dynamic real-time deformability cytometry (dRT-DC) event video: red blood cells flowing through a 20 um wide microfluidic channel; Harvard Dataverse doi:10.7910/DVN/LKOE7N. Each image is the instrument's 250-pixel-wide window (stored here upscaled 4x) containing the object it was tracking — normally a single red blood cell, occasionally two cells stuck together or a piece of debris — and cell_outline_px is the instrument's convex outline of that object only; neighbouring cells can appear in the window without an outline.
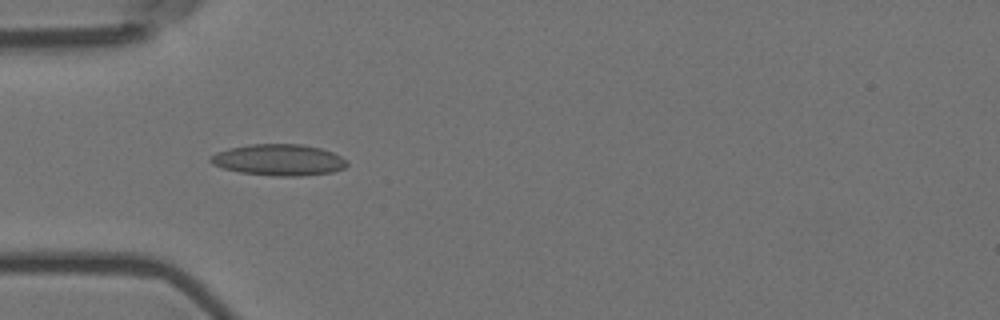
{"species": "Egyptian fruit bat (a non-hibernating species)", "species_latin": "Rousettus aegyptiacus", "temperature_condition": "room temperature", "stored_images_in_passage": 10, "camera_frame_rate_fps": 3000, "um_per_image_px": 0.085, "animal": {"sex": "female"}, "frame": {"image": 1, "passage_image": 7, "time_ms": 2.0, "image_size_px": [1000, 320], "cell_outline_px": [[348, 164], [344, 168], [332, 172], [300, 176], [272, 176], [240, 172], [224, 168], [212, 164], [208, 160], [216, 152], [228, 148], [248, 144], [300, 144], [320, 148], [332, 152], [348, 160]], "centroid_in_image_um": [23.7, 13.59], "position_along_channel_um": 61.3, "area_um2": 24.97}}
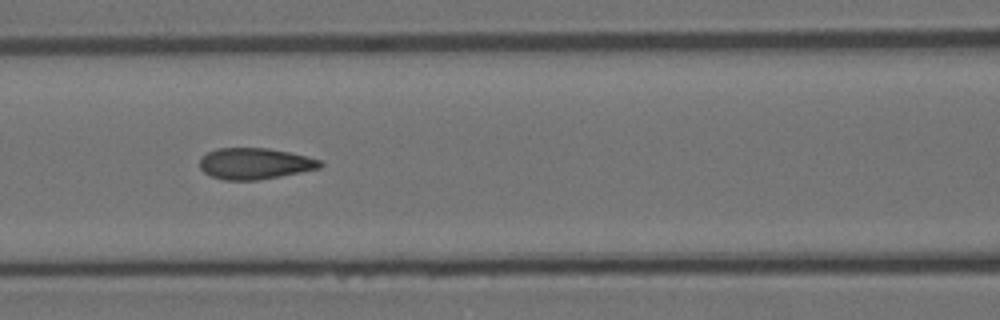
{"frame": {"image": 2, "passage_image": 9, "time_ms": 2.667, "image_size_px": [1000, 320], "cell_outline_px": [[324, 164], [320, 168], [280, 176], [256, 180], [224, 180], [212, 176], [204, 172], [200, 168], [200, 156], [216, 148], [268, 148], [308, 156], [320, 160]], "centroid_in_image_um": [21.65, 13.9], "position_along_channel_um": 145.0, "area_um2": 21.91}}
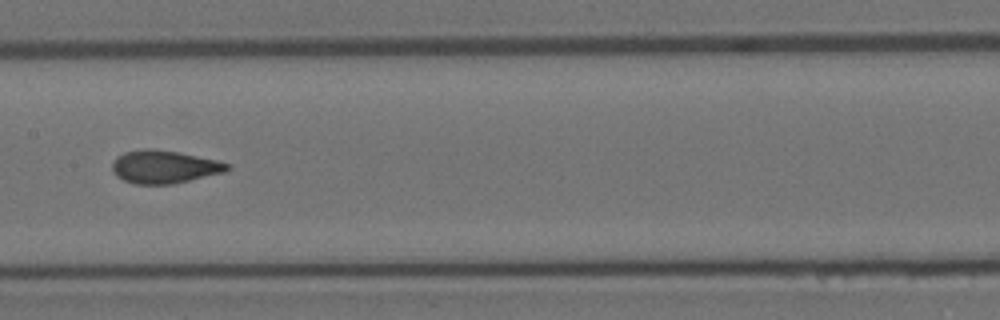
{"frame": {"image": 3, "passage_image": 10, "time_ms": 3.0, "image_size_px": [1000, 320], "cell_outline_px": [[232, 168], [224, 172], [172, 184], [136, 184], [124, 180], [116, 176], [112, 172], [112, 164], [116, 156], [124, 152], [144, 148], [152, 148], [180, 152], [216, 160], [232, 164]], "centroid_in_image_um": [13.95, 14.17], "position_along_channel_um": 193.4, "area_um2": 22.25}}